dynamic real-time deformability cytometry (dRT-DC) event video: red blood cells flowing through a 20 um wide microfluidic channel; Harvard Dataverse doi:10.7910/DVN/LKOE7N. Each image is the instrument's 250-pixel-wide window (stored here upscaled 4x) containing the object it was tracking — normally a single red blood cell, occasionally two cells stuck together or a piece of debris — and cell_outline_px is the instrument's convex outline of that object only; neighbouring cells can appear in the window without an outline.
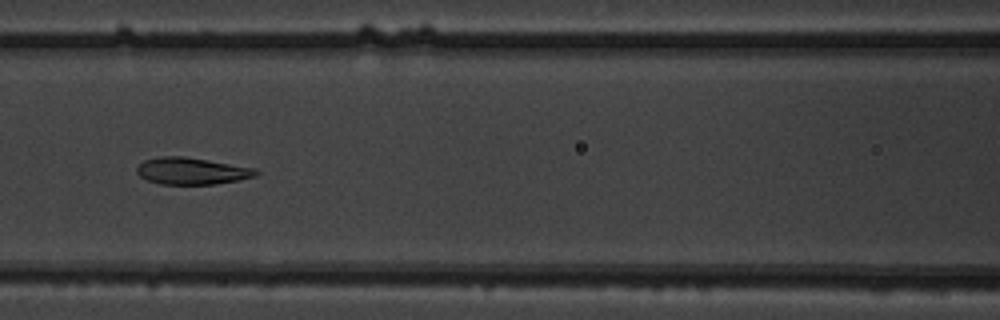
{"species": "common noctule bat (a hibernating species)", "species_latin": "Nyctalus noctula", "temperature_condition": "warm", "stored_images_in_passage": 45, "camera_frame_rate_fps": 3000, "um_per_image_px": 0.085, "animal": {"sex": "male", "body_mass_g": 19.5, "forearm_length_mm": 54.6}, "frame": {"image": 1, "passage_image": 16, "time_ms": 5.0, "image_size_px": [1000, 320], "cell_outline_px": [[260, 172], [256, 176], [240, 180], [216, 184], [160, 184], [148, 180], [140, 176], [136, 172], [136, 168], [144, 160], [156, 156], [184, 156], [256, 168]], "centroid_in_image_um": [16.31, 14.53], "position_along_channel_um": 150.3, "area_um2": 18.79}}
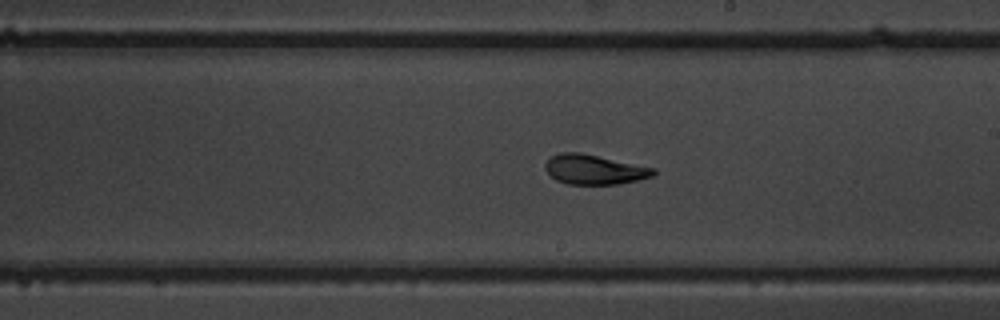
{"frame": {"image": 2, "passage_image": 23, "time_ms": 7.333, "image_size_px": [1000, 320], "cell_outline_px": [[656, 172], [652, 176], [620, 184], [568, 184], [556, 180], [544, 168], [544, 164], [552, 156], [560, 152], [580, 152], [656, 168]], "centroid_in_image_um": [50.51, 14.4], "position_along_channel_um": 238.5, "area_um2": 18.67}}
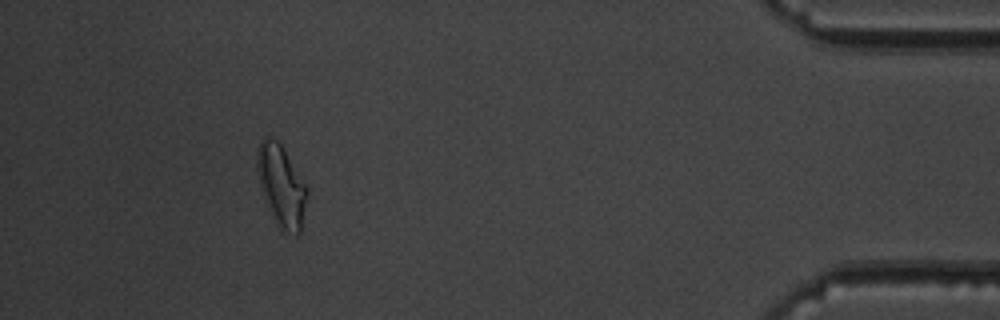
{"frame": {"image": 3, "passage_image": 41, "time_ms": 13.333, "image_size_px": [1000, 320], "cell_outline_px": [[308, 196], [300, 232], [296, 236], [288, 232], [276, 224], [272, 216], [260, 188], [256, 168], [256, 152], [260, 140], [264, 136], [268, 136], [276, 140], [284, 148], [308, 188]], "centroid_in_image_um": [23.9, 15.75], "position_along_channel_um": 411.3, "area_um2": 23.87}, "authors_computed_cell_mechanics": {"area_um2": 19.7676, "velocity_mm_per_s": 3.7929, "shape_relaxation_time_tau1_ms": null, "shape_relaxation_time_tau2_ms": 1.7789, "deformation_change_tau1": null, "deformation_change_tau2": 0.0848}}